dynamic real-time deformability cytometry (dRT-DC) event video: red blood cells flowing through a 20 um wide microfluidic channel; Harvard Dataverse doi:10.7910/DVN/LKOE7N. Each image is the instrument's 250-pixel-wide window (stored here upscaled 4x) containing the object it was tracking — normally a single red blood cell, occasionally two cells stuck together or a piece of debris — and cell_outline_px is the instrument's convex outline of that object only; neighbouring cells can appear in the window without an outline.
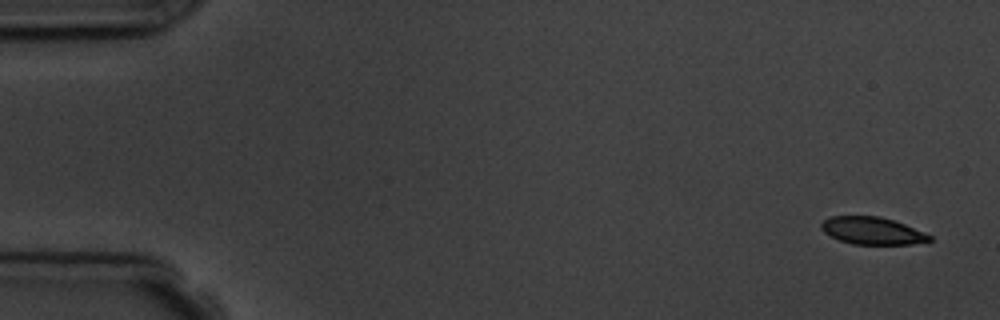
{"species": "common noctule bat (a hibernating species)", "species_latin": "Nyctalus noctula", "temperature_condition": "room temperature", "stored_images_in_passage": 3, "camera_frame_rate_fps": 3000, "um_per_image_px": 0.085, "animal": {"sex": "male", "body_mass_g": 19.5, "forearm_length_mm": 54.6}, "frame": {"image": 1, "passage_image": 1, "time_ms": 0.0, "image_size_px": [1000, 320], "cell_outline_px": [[932, 240], [912, 244], [852, 244], [840, 240], [824, 232], [820, 228], [820, 224], [824, 220], [832, 216], [880, 216], [904, 224], [932, 236]], "centroid_in_image_um": [74.12, 19.61], "position_along_channel_um": 10.9, "area_um2": 17.05}}